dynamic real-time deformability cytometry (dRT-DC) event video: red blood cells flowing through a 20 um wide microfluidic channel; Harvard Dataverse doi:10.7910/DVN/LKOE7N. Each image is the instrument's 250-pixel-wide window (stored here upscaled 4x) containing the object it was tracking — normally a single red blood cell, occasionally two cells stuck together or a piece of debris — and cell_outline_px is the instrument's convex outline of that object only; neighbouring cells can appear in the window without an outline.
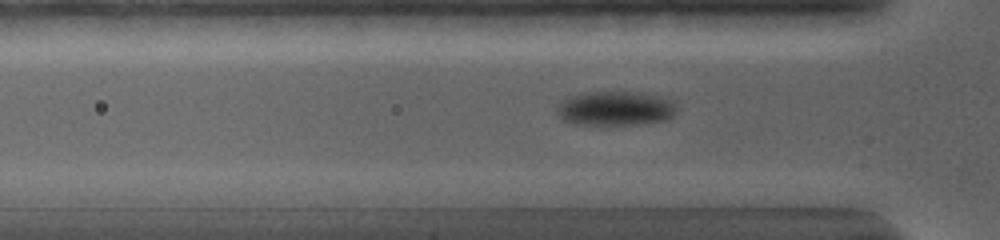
{"species": "common noctule bat (a hibernating species)", "species_latin": "Nyctalus noctula", "temperature_condition": "warm", "stored_images_in_passage": 43, "camera_frame_rate_fps": 5000, "um_per_image_px": 0.085, "animal": {"sex": "female", "body_mass_g": 19.0, "forearm_length_mm": 56.7}, "frame": {"image": 1, "passage_image": 10, "time_ms": 3.8, "image_size_px": [1000, 240], "cell_outline_px": [[680, 108], [668, 120], [640, 124], [576, 124], [564, 120], [556, 112], [556, 108], [560, 100], [568, 96], [580, 92], [640, 92], [676, 100]], "centroid_in_image_um": [52.35, 9.2], "position_along_channel_um": 73.4, "area_um2": 24.51}}
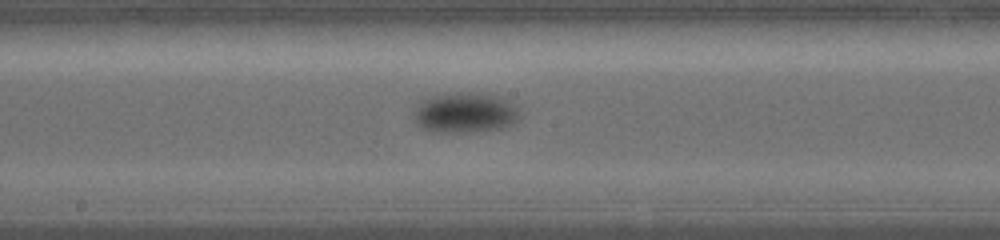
{"frame": {"image": 2, "passage_image": 19, "time_ms": 7.6, "image_size_px": [1000, 240], "cell_outline_px": [[516, 120], [512, 124], [500, 128], [464, 132], [436, 132], [424, 128], [416, 120], [416, 100], [444, 92], [488, 92], [504, 100], [516, 108]], "centroid_in_image_um": [39.45, 9.53], "position_along_channel_um": 208.8, "area_um2": 24.62}}
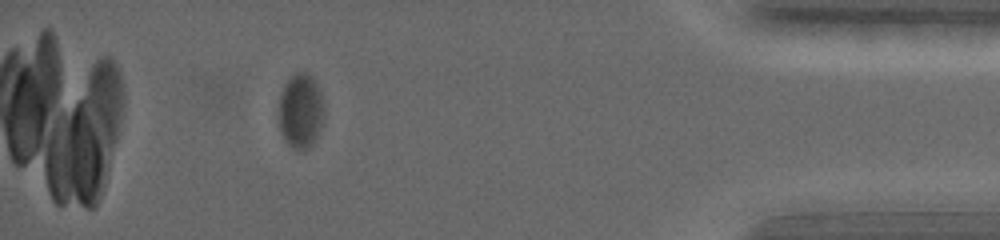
{"frame": {"image": 3, "passage_image": 35, "time_ms": 14.8, "image_size_px": [1000, 240], "cell_outline_px": [[324, 124], [312, 144], [308, 148], [292, 148], [284, 140], [280, 132], [276, 116], [280, 96], [284, 84], [296, 72], [308, 72], [316, 80], [320, 92], [324, 108]], "centroid_in_image_um": [25.54, 9.42], "position_along_channel_um": 409.7, "area_um2": 20.35}, "authors_computed_cell_mechanics": {"area_um2": 22.1374, "velocity_mm_per_s": 3.5675, "shape_relaxation_time_tau1_ms": 7.039, "shape_relaxation_time_tau2_ms": null, "deformation_change_tau1": 0.1946, "deformation_change_tau2": null}}